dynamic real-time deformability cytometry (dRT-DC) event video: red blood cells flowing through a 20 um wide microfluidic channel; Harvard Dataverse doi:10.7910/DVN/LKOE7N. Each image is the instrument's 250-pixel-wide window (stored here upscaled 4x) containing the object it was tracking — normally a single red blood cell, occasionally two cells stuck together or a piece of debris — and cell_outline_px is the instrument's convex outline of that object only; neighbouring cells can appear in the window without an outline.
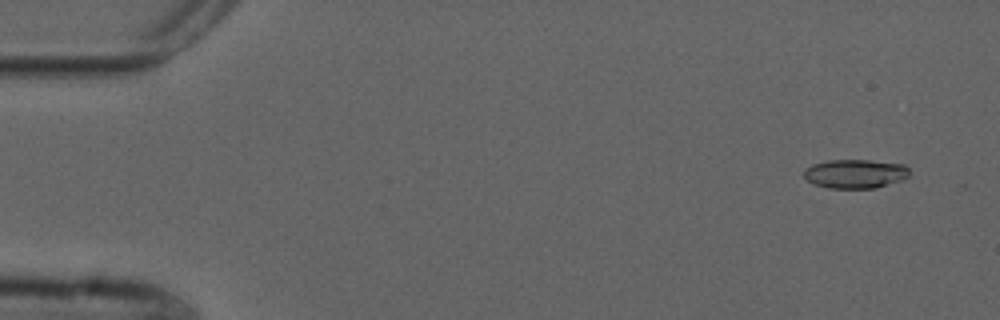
{"species": "common noctule bat (a hibernating species)", "species_latin": "Nyctalus noctula", "temperature_condition": "cold", "stored_images_in_passage": 21, "camera_frame_rate_fps": 3000, "um_per_image_px": 0.085, "animal": {"sex": "male", "forearm_length_mm": 52.5}, "frame": {"image": 1, "passage_image": 4, "time_ms": 1.0, "image_size_px": [1000, 320], "cell_outline_px": [[908, 176], [900, 180], [876, 188], [828, 188], [816, 184], [808, 180], [804, 176], [804, 168], [812, 164], [828, 160], [868, 160], [904, 164], [908, 168]], "centroid_in_image_um": [72.67, 14.76], "position_along_channel_um": 12.3, "area_um2": 17.69}}
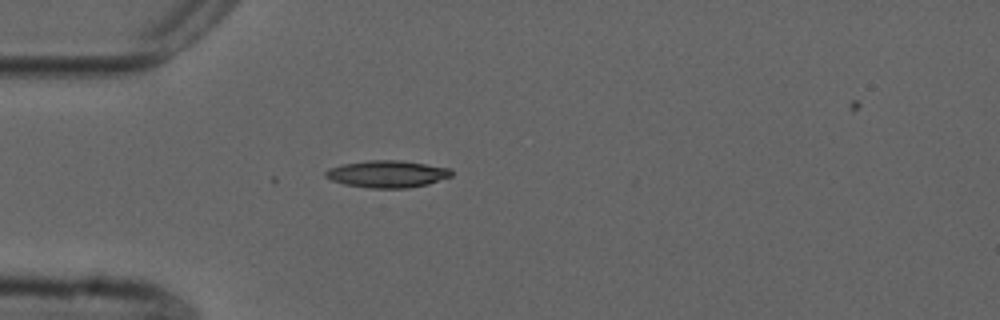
{"frame": {"image": 2, "passage_image": 16, "time_ms": 5.0, "image_size_px": [1000, 320], "cell_outline_px": [[452, 176], [428, 184], [408, 188], [368, 188], [344, 184], [332, 180], [324, 176], [324, 172], [328, 168], [344, 164], [368, 160], [404, 160], [452, 168]], "centroid_in_image_um": [32.94, 14.78], "position_along_channel_um": 52.1, "area_um2": 20.06}}
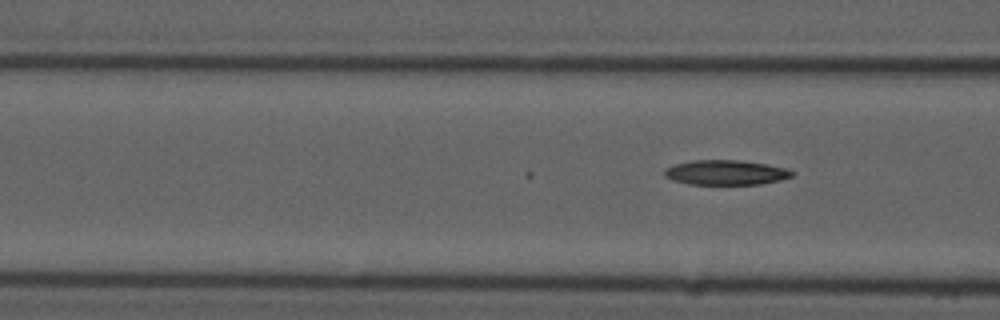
{"frame": {"image": 3, "passage_image": 21, "time_ms": 6.667, "image_size_px": [1000, 320], "cell_outline_px": [[796, 172], [792, 176], [780, 180], [760, 184], [688, 184], [672, 180], [664, 176], [664, 168], [676, 164], [692, 160], [740, 160], [768, 164], [784, 168]], "centroid_in_image_um": [61.68, 14.66], "position_along_channel_um": 104.9, "area_um2": 18.5}}